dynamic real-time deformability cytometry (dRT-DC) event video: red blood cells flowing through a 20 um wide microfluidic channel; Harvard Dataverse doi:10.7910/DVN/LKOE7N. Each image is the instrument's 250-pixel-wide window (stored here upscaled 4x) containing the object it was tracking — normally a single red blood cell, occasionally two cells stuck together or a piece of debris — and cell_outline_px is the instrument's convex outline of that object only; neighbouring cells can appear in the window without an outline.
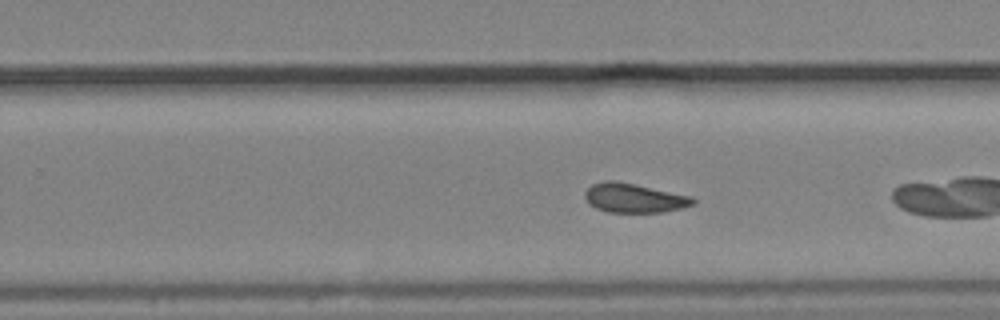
{"species": "common noctule bat (a hibernating species)", "species_latin": "Nyctalus noctula", "temperature_condition": "cold", "stored_images_in_passage": 38, "camera_frame_rate_fps": 3000, "um_per_image_px": 0.085, "animal": {"sex": "male", "body_mass_g": 19.2, "forearm_length_mm": 51.8}, "frame": {"image": 1, "passage_image": 17, "time_ms": 5.333, "image_size_px": [1000, 320], "cell_outline_px": [[696, 204], [684, 208], [660, 212], [608, 212], [596, 208], [588, 204], [584, 196], [584, 192], [592, 184], [604, 180], [612, 180], [636, 184], [692, 196], [696, 200]], "centroid_in_image_um": [53.91, 16.83], "position_along_channel_um": 275.9, "area_um2": 18.61}, "authors_computed_cell_mechanics": {"area_um2": 18.7561, "velocity_mm_per_s": 3.6887, "shape_relaxation_time_tau1_ms": 1.4079, "shape_relaxation_time_tau2_ms": 1.7445, "deformation_change_tau1": 0.1635, "deformation_change_tau2": 0.0934}}